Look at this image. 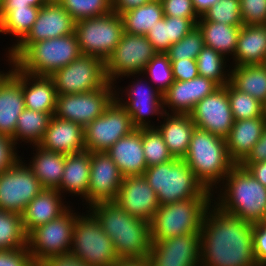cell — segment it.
<instances>
[{
  "label": "cell",
  "instance_id": "4fadbf2b",
  "mask_svg": "<svg viewBox=\"0 0 266 266\" xmlns=\"http://www.w3.org/2000/svg\"><path fill=\"white\" fill-rule=\"evenodd\" d=\"M137 81V82H136ZM147 82V83H146ZM131 84V85H130ZM128 86L123 87L125 90L115 85V100L127 111L131 117L133 126L139 128L155 127L154 122L151 124V116H157L159 121L163 117V95L156 87L143 78H136ZM120 91H122L120 93ZM125 93V94H123ZM121 94V97L120 95ZM125 97H124V96ZM123 97L126 99L123 100ZM150 117V118H149Z\"/></svg>",
  "mask_w": 266,
  "mask_h": 266
},
{
  "label": "cell",
  "instance_id": "f1b7e54d",
  "mask_svg": "<svg viewBox=\"0 0 266 266\" xmlns=\"http://www.w3.org/2000/svg\"><path fill=\"white\" fill-rule=\"evenodd\" d=\"M89 177L90 152L85 150L75 154H67L62 180L57 190L62 195L70 193L72 196H80V198L85 199L83 204L86 205L87 203L88 208Z\"/></svg>",
  "mask_w": 266,
  "mask_h": 266
},
{
  "label": "cell",
  "instance_id": "8fae6325",
  "mask_svg": "<svg viewBox=\"0 0 266 266\" xmlns=\"http://www.w3.org/2000/svg\"><path fill=\"white\" fill-rule=\"evenodd\" d=\"M157 53L146 36L123 32L115 50L105 61L108 82L117 84L119 78L143 74L146 65Z\"/></svg>",
  "mask_w": 266,
  "mask_h": 266
},
{
  "label": "cell",
  "instance_id": "484cf974",
  "mask_svg": "<svg viewBox=\"0 0 266 266\" xmlns=\"http://www.w3.org/2000/svg\"><path fill=\"white\" fill-rule=\"evenodd\" d=\"M106 153L119 168L123 176L143 175L147 163L142 145V128L133 130L119 139Z\"/></svg>",
  "mask_w": 266,
  "mask_h": 266
},
{
  "label": "cell",
  "instance_id": "8d00e7d4",
  "mask_svg": "<svg viewBox=\"0 0 266 266\" xmlns=\"http://www.w3.org/2000/svg\"><path fill=\"white\" fill-rule=\"evenodd\" d=\"M40 7L27 6L12 9L0 21V33L9 34L15 38L7 52L16 47L31 31L34 22L37 20Z\"/></svg>",
  "mask_w": 266,
  "mask_h": 266
},
{
  "label": "cell",
  "instance_id": "680465c9",
  "mask_svg": "<svg viewBox=\"0 0 266 266\" xmlns=\"http://www.w3.org/2000/svg\"><path fill=\"white\" fill-rule=\"evenodd\" d=\"M151 0H112L113 11L118 15L149 3Z\"/></svg>",
  "mask_w": 266,
  "mask_h": 266
},
{
  "label": "cell",
  "instance_id": "277c9868",
  "mask_svg": "<svg viewBox=\"0 0 266 266\" xmlns=\"http://www.w3.org/2000/svg\"><path fill=\"white\" fill-rule=\"evenodd\" d=\"M183 159L197 180L212 193L236 165L230 159L225 138L198 127L192 133L188 153Z\"/></svg>",
  "mask_w": 266,
  "mask_h": 266
},
{
  "label": "cell",
  "instance_id": "11a10c76",
  "mask_svg": "<svg viewBox=\"0 0 266 266\" xmlns=\"http://www.w3.org/2000/svg\"><path fill=\"white\" fill-rule=\"evenodd\" d=\"M261 161H266V126L261 138L255 143L250 153L239 165L246 169L250 164Z\"/></svg>",
  "mask_w": 266,
  "mask_h": 266
},
{
  "label": "cell",
  "instance_id": "8992f818",
  "mask_svg": "<svg viewBox=\"0 0 266 266\" xmlns=\"http://www.w3.org/2000/svg\"><path fill=\"white\" fill-rule=\"evenodd\" d=\"M213 198H191L160 205L150 224L151 242L200 233Z\"/></svg>",
  "mask_w": 266,
  "mask_h": 266
},
{
  "label": "cell",
  "instance_id": "1f68e13d",
  "mask_svg": "<svg viewBox=\"0 0 266 266\" xmlns=\"http://www.w3.org/2000/svg\"><path fill=\"white\" fill-rule=\"evenodd\" d=\"M33 156L26 165L32 170L44 189H57L60 186L65 166L66 154L53 152L39 145H32Z\"/></svg>",
  "mask_w": 266,
  "mask_h": 266
},
{
  "label": "cell",
  "instance_id": "d4e9b609",
  "mask_svg": "<svg viewBox=\"0 0 266 266\" xmlns=\"http://www.w3.org/2000/svg\"><path fill=\"white\" fill-rule=\"evenodd\" d=\"M24 109L22 71L15 66L13 73L0 86V134L14 136L18 117Z\"/></svg>",
  "mask_w": 266,
  "mask_h": 266
},
{
  "label": "cell",
  "instance_id": "6da1fadb",
  "mask_svg": "<svg viewBox=\"0 0 266 266\" xmlns=\"http://www.w3.org/2000/svg\"><path fill=\"white\" fill-rule=\"evenodd\" d=\"M200 266H258L253 224L221 211L213 203L200 230Z\"/></svg>",
  "mask_w": 266,
  "mask_h": 266
},
{
  "label": "cell",
  "instance_id": "603a6c76",
  "mask_svg": "<svg viewBox=\"0 0 266 266\" xmlns=\"http://www.w3.org/2000/svg\"><path fill=\"white\" fill-rule=\"evenodd\" d=\"M57 189H43L26 206L22 216V225L27 236L37 227L57 219L71 206L64 201ZM64 201V202H63Z\"/></svg>",
  "mask_w": 266,
  "mask_h": 266
},
{
  "label": "cell",
  "instance_id": "cb8c5ba5",
  "mask_svg": "<svg viewBox=\"0 0 266 266\" xmlns=\"http://www.w3.org/2000/svg\"><path fill=\"white\" fill-rule=\"evenodd\" d=\"M38 145L46 150L66 155L85 151L84 128L75 122L53 115Z\"/></svg>",
  "mask_w": 266,
  "mask_h": 266
},
{
  "label": "cell",
  "instance_id": "be15d7a7",
  "mask_svg": "<svg viewBox=\"0 0 266 266\" xmlns=\"http://www.w3.org/2000/svg\"><path fill=\"white\" fill-rule=\"evenodd\" d=\"M6 58H8L6 59V62H8L10 69L7 72H5L4 70L0 71V86L13 73V70L16 66L15 60L10 56L8 52L6 53Z\"/></svg>",
  "mask_w": 266,
  "mask_h": 266
},
{
  "label": "cell",
  "instance_id": "52a82bcc",
  "mask_svg": "<svg viewBox=\"0 0 266 266\" xmlns=\"http://www.w3.org/2000/svg\"><path fill=\"white\" fill-rule=\"evenodd\" d=\"M82 55L75 32L32 43L16 60L23 72L51 76Z\"/></svg>",
  "mask_w": 266,
  "mask_h": 266
},
{
  "label": "cell",
  "instance_id": "4dcf8cb0",
  "mask_svg": "<svg viewBox=\"0 0 266 266\" xmlns=\"http://www.w3.org/2000/svg\"><path fill=\"white\" fill-rule=\"evenodd\" d=\"M232 59L231 67L246 64H264L266 60V24L241 26Z\"/></svg>",
  "mask_w": 266,
  "mask_h": 266
},
{
  "label": "cell",
  "instance_id": "d6986e66",
  "mask_svg": "<svg viewBox=\"0 0 266 266\" xmlns=\"http://www.w3.org/2000/svg\"><path fill=\"white\" fill-rule=\"evenodd\" d=\"M200 233L179 235L151 243V266H200Z\"/></svg>",
  "mask_w": 266,
  "mask_h": 266
},
{
  "label": "cell",
  "instance_id": "816d5d0a",
  "mask_svg": "<svg viewBox=\"0 0 266 266\" xmlns=\"http://www.w3.org/2000/svg\"><path fill=\"white\" fill-rule=\"evenodd\" d=\"M253 248L258 266H266V224H253Z\"/></svg>",
  "mask_w": 266,
  "mask_h": 266
},
{
  "label": "cell",
  "instance_id": "2e32d148",
  "mask_svg": "<svg viewBox=\"0 0 266 266\" xmlns=\"http://www.w3.org/2000/svg\"><path fill=\"white\" fill-rule=\"evenodd\" d=\"M135 129L130 115L114 100L101 116L84 128L86 151H106Z\"/></svg>",
  "mask_w": 266,
  "mask_h": 266
},
{
  "label": "cell",
  "instance_id": "836d02e7",
  "mask_svg": "<svg viewBox=\"0 0 266 266\" xmlns=\"http://www.w3.org/2000/svg\"><path fill=\"white\" fill-rule=\"evenodd\" d=\"M206 47L213 48L226 58H233L241 26H230L211 21H198Z\"/></svg>",
  "mask_w": 266,
  "mask_h": 266
},
{
  "label": "cell",
  "instance_id": "5bb4252c",
  "mask_svg": "<svg viewBox=\"0 0 266 266\" xmlns=\"http://www.w3.org/2000/svg\"><path fill=\"white\" fill-rule=\"evenodd\" d=\"M115 84L87 93L57 95L54 116L75 122L85 128L101 116L115 100Z\"/></svg>",
  "mask_w": 266,
  "mask_h": 266
},
{
  "label": "cell",
  "instance_id": "4316f807",
  "mask_svg": "<svg viewBox=\"0 0 266 266\" xmlns=\"http://www.w3.org/2000/svg\"><path fill=\"white\" fill-rule=\"evenodd\" d=\"M266 126V118L256 117L234 120V124L225 138L230 159L239 165L250 153L252 147L261 138Z\"/></svg>",
  "mask_w": 266,
  "mask_h": 266
},
{
  "label": "cell",
  "instance_id": "e0dca14e",
  "mask_svg": "<svg viewBox=\"0 0 266 266\" xmlns=\"http://www.w3.org/2000/svg\"><path fill=\"white\" fill-rule=\"evenodd\" d=\"M74 30V19L57 0H52L39 9L31 31L9 54L16 60L32 43L67 36Z\"/></svg>",
  "mask_w": 266,
  "mask_h": 266
},
{
  "label": "cell",
  "instance_id": "e7e4bbea",
  "mask_svg": "<svg viewBox=\"0 0 266 266\" xmlns=\"http://www.w3.org/2000/svg\"><path fill=\"white\" fill-rule=\"evenodd\" d=\"M263 108H264V117L266 118V102L263 104Z\"/></svg>",
  "mask_w": 266,
  "mask_h": 266
},
{
  "label": "cell",
  "instance_id": "f6af8a7d",
  "mask_svg": "<svg viewBox=\"0 0 266 266\" xmlns=\"http://www.w3.org/2000/svg\"><path fill=\"white\" fill-rule=\"evenodd\" d=\"M198 21H211L230 26H243L240 0H220L211 6Z\"/></svg>",
  "mask_w": 266,
  "mask_h": 266
},
{
  "label": "cell",
  "instance_id": "d590c367",
  "mask_svg": "<svg viewBox=\"0 0 266 266\" xmlns=\"http://www.w3.org/2000/svg\"><path fill=\"white\" fill-rule=\"evenodd\" d=\"M51 117L49 113L25 108L18 117L15 134L12 137L15 144L25 142L38 145L44 137Z\"/></svg>",
  "mask_w": 266,
  "mask_h": 266
},
{
  "label": "cell",
  "instance_id": "6125c7cd",
  "mask_svg": "<svg viewBox=\"0 0 266 266\" xmlns=\"http://www.w3.org/2000/svg\"><path fill=\"white\" fill-rule=\"evenodd\" d=\"M114 266H151L148 258L144 259H122L119 260Z\"/></svg>",
  "mask_w": 266,
  "mask_h": 266
},
{
  "label": "cell",
  "instance_id": "3957f363",
  "mask_svg": "<svg viewBox=\"0 0 266 266\" xmlns=\"http://www.w3.org/2000/svg\"><path fill=\"white\" fill-rule=\"evenodd\" d=\"M221 184L213 192L218 196L213 197L215 206L252 224L264 222L266 186L256 180L247 169L235 165Z\"/></svg>",
  "mask_w": 266,
  "mask_h": 266
},
{
  "label": "cell",
  "instance_id": "ee69618b",
  "mask_svg": "<svg viewBox=\"0 0 266 266\" xmlns=\"http://www.w3.org/2000/svg\"><path fill=\"white\" fill-rule=\"evenodd\" d=\"M204 46L203 33L198 26H195L183 39L173 43L166 54L170 61L196 60Z\"/></svg>",
  "mask_w": 266,
  "mask_h": 266
},
{
  "label": "cell",
  "instance_id": "db71d44e",
  "mask_svg": "<svg viewBox=\"0 0 266 266\" xmlns=\"http://www.w3.org/2000/svg\"><path fill=\"white\" fill-rule=\"evenodd\" d=\"M195 26L189 18L169 17L170 46L183 39Z\"/></svg>",
  "mask_w": 266,
  "mask_h": 266
},
{
  "label": "cell",
  "instance_id": "7c38bea8",
  "mask_svg": "<svg viewBox=\"0 0 266 266\" xmlns=\"http://www.w3.org/2000/svg\"><path fill=\"white\" fill-rule=\"evenodd\" d=\"M57 95L87 93L108 83L105 62L96 57L81 55L50 76Z\"/></svg>",
  "mask_w": 266,
  "mask_h": 266
},
{
  "label": "cell",
  "instance_id": "44dd1931",
  "mask_svg": "<svg viewBox=\"0 0 266 266\" xmlns=\"http://www.w3.org/2000/svg\"><path fill=\"white\" fill-rule=\"evenodd\" d=\"M114 201L130 215L148 223L160 206L156 192L143 175L124 176Z\"/></svg>",
  "mask_w": 266,
  "mask_h": 266
},
{
  "label": "cell",
  "instance_id": "ab89813d",
  "mask_svg": "<svg viewBox=\"0 0 266 266\" xmlns=\"http://www.w3.org/2000/svg\"><path fill=\"white\" fill-rule=\"evenodd\" d=\"M228 100L234 120H244L264 116L263 104L228 83Z\"/></svg>",
  "mask_w": 266,
  "mask_h": 266
},
{
  "label": "cell",
  "instance_id": "9a60e30c",
  "mask_svg": "<svg viewBox=\"0 0 266 266\" xmlns=\"http://www.w3.org/2000/svg\"><path fill=\"white\" fill-rule=\"evenodd\" d=\"M21 158L0 173V210L22 214L28 203L44 188ZM25 162V163H24Z\"/></svg>",
  "mask_w": 266,
  "mask_h": 266
},
{
  "label": "cell",
  "instance_id": "7402d4cb",
  "mask_svg": "<svg viewBox=\"0 0 266 266\" xmlns=\"http://www.w3.org/2000/svg\"><path fill=\"white\" fill-rule=\"evenodd\" d=\"M219 86L212 80L197 76L188 81H175L163 95V109L170 114H190L194 106ZM167 108L169 109L167 111Z\"/></svg>",
  "mask_w": 266,
  "mask_h": 266
},
{
  "label": "cell",
  "instance_id": "f5cc1de1",
  "mask_svg": "<svg viewBox=\"0 0 266 266\" xmlns=\"http://www.w3.org/2000/svg\"><path fill=\"white\" fill-rule=\"evenodd\" d=\"M173 79L175 81H188L199 75L197 61L192 59L170 61Z\"/></svg>",
  "mask_w": 266,
  "mask_h": 266
},
{
  "label": "cell",
  "instance_id": "9c48e42d",
  "mask_svg": "<svg viewBox=\"0 0 266 266\" xmlns=\"http://www.w3.org/2000/svg\"><path fill=\"white\" fill-rule=\"evenodd\" d=\"M75 35L82 55L96 56L104 62L111 56L124 32L121 15L114 11L75 22Z\"/></svg>",
  "mask_w": 266,
  "mask_h": 266
},
{
  "label": "cell",
  "instance_id": "83f0119b",
  "mask_svg": "<svg viewBox=\"0 0 266 266\" xmlns=\"http://www.w3.org/2000/svg\"><path fill=\"white\" fill-rule=\"evenodd\" d=\"M162 119L163 122L160 121V125L155 127L161 133L173 158L183 159L188 153L196 125L188 114L164 113Z\"/></svg>",
  "mask_w": 266,
  "mask_h": 266
},
{
  "label": "cell",
  "instance_id": "ffe728a7",
  "mask_svg": "<svg viewBox=\"0 0 266 266\" xmlns=\"http://www.w3.org/2000/svg\"><path fill=\"white\" fill-rule=\"evenodd\" d=\"M123 177L106 151L90 152L88 207L101 201H114Z\"/></svg>",
  "mask_w": 266,
  "mask_h": 266
},
{
  "label": "cell",
  "instance_id": "c3c4849f",
  "mask_svg": "<svg viewBox=\"0 0 266 266\" xmlns=\"http://www.w3.org/2000/svg\"><path fill=\"white\" fill-rule=\"evenodd\" d=\"M164 16L189 18L196 25L200 17L194 10L192 0H161Z\"/></svg>",
  "mask_w": 266,
  "mask_h": 266
},
{
  "label": "cell",
  "instance_id": "5b68a950",
  "mask_svg": "<svg viewBox=\"0 0 266 266\" xmlns=\"http://www.w3.org/2000/svg\"><path fill=\"white\" fill-rule=\"evenodd\" d=\"M143 176L156 192L160 205L191 198L215 197L197 180L184 159L174 158L148 167Z\"/></svg>",
  "mask_w": 266,
  "mask_h": 266
},
{
  "label": "cell",
  "instance_id": "b9f144b4",
  "mask_svg": "<svg viewBox=\"0 0 266 266\" xmlns=\"http://www.w3.org/2000/svg\"><path fill=\"white\" fill-rule=\"evenodd\" d=\"M75 22L113 11L112 0H57Z\"/></svg>",
  "mask_w": 266,
  "mask_h": 266
},
{
  "label": "cell",
  "instance_id": "91938a15",
  "mask_svg": "<svg viewBox=\"0 0 266 266\" xmlns=\"http://www.w3.org/2000/svg\"><path fill=\"white\" fill-rule=\"evenodd\" d=\"M246 169L263 186H266V161L252 163Z\"/></svg>",
  "mask_w": 266,
  "mask_h": 266
},
{
  "label": "cell",
  "instance_id": "f907efd6",
  "mask_svg": "<svg viewBox=\"0 0 266 266\" xmlns=\"http://www.w3.org/2000/svg\"><path fill=\"white\" fill-rule=\"evenodd\" d=\"M0 266H36L28 246L14 250H0Z\"/></svg>",
  "mask_w": 266,
  "mask_h": 266
},
{
  "label": "cell",
  "instance_id": "f546056e",
  "mask_svg": "<svg viewBox=\"0 0 266 266\" xmlns=\"http://www.w3.org/2000/svg\"><path fill=\"white\" fill-rule=\"evenodd\" d=\"M22 91L26 109L54 115L57 92L50 76L34 75L22 71Z\"/></svg>",
  "mask_w": 266,
  "mask_h": 266
},
{
  "label": "cell",
  "instance_id": "7a4b0ae2",
  "mask_svg": "<svg viewBox=\"0 0 266 266\" xmlns=\"http://www.w3.org/2000/svg\"><path fill=\"white\" fill-rule=\"evenodd\" d=\"M88 210L111 238L122 259H144L151 249L150 224L123 210L115 201L91 204Z\"/></svg>",
  "mask_w": 266,
  "mask_h": 266
},
{
  "label": "cell",
  "instance_id": "f35d334b",
  "mask_svg": "<svg viewBox=\"0 0 266 266\" xmlns=\"http://www.w3.org/2000/svg\"><path fill=\"white\" fill-rule=\"evenodd\" d=\"M27 247V234L19 213L0 210V250Z\"/></svg>",
  "mask_w": 266,
  "mask_h": 266
},
{
  "label": "cell",
  "instance_id": "30bf717a",
  "mask_svg": "<svg viewBox=\"0 0 266 266\" xmlns=\"http://www.w3.org/2000/svg\"><path fill=\"white\" fill-rule=\"evenodd\" d=\"M72 209L35 228L27 236L28 250L36 266L51 256L70 253L77 215Z\"/></svg>",
  "mask_w": 266,
  "mask_h": 266
},
{
  "label": "cell",
  "instance_id": "ac0fdd59",
  "mask_svg": "<svg viewBox=\"0 0 266 266\" xmlns=\"http://www.w3.org/2000/svg\"><path fill=\"white\" fill-rule=\"evenodd\" d=\"M189 115L196 127L226 138L234 124L228 100V83L199 101Z\"/></svg>",
  "mask_w": 266,
  "mask_h": 266
},
{
  "label": "cell",
  "instance_id": "e575fe53",
  "mask_svg": "<svg viewBox=\"0 0 266 266\" xmlns=\"http://www.w3.org/2000/svg\"><path fill=\"white\" fill-rule=\"evenodd\" d=\"M121 17L124 32L146 36L150 28L164 18L163 5L161 0H151L147 4L122 13Z\"/></svg>",
  "mask_w": 266,
  "mask_h": 266
},
{
  "label": "cell",
  "instance_id": "ba28073f",
  "mask_svg": "<svg viewBox=\"0 0 266 266\" xmlns=\"http://www.w3.org/2000/svg\"><path fill=\"white\" fill-rule=\"evenodd\" d=\"M76 215L70 252L88 266H114L120 259L111 238L94 215Z\"/></svg>",
  "mask_w": 266,
  "mask_h": 266
},
{
  "label": "cell",
  "instance_id": "7dc6e473",
  "mask_svg": "<svg viewBox=\"0 0 266 266\" xmlns=\"http://www.w3.org/2000/svg\"><path fill=\"white\" fill-rule=\"evenodd\" d=\"M146 37L158 53H166L170 48L169 17L164 16L156 22Z\"/></svg>",
  "mask_w": 266,
  "mask_h": 266
},
{
  "label": "cell",
  "instance_id": "d6a6232c",
  "mask_svg": "<svg viewBox=\"0 0 266 266\" xmlns=\"http://www.w3.org/2000/svg\"><path fill=\"white\" fill-rule=\"evenodd\" d=\"M230 83L239 91L266 102V66L264 64H246L233 66Z\"/></svg>",
  "mask_w": 266,
  "mask_h": 266
},
{
  "label": "cell",
  "instance_id": "bcb514c9",
  "mask_svg": "<svg viewBox=\"0 0 266 266\" xmlns=\"http://www.w3.org/2000/svg\"><path fill=\"white\" fill-rule=\"evenodd\" d=\"M244 25L266 24V0H240Z\"/></svg>",
  "mask_w": 266,
  "mask_h": 266
},
{
  "label": "cell",
  "instance_id": "94428289",
  "mask_svg": "<svg viewBox=\"0 0 266 266\" xmlns=\"http://www.w3.org/2000/svg\"><path fill=\"white\" fill-rule=\"evenodd\" d=\"M220 0H192V4L195 12L199 17H202L203 14L214 4Z\"/></svg>",
  "mask_w": 266,
  "mask_h": 266
},
{
  "label": "cell",
  "instance_id": "7bdbcfd3",
  "mask_svg": "<svg viewBox=\"0 0 266 266\" xmlns=\"http://www.w3.org/2000/svg\"><path fill=\"white\" fill-rule=\"evenodd\" d=\"M144 75L158 91L164 94L174 82L172 65L168 55L166 53H157L148 62L143 74H136L137 77H143Z\"/></svg>",
  "mask_w": 266,
  "mask_h": 266
},
{
  "label": "cell",
  "instance_id": "74e56055",
  "mask_svg": "<svg viewBox=\"0 0 266 266\" xmlns=\"http://www.w3.org/2000/svg\"><path fill=\"white\" fill-rule=\"evenodd\" d=\"M197 67L199 76L214 81L219 87L230 82L231 71L228 67V58L215 51L213 48L204 46L197 56ZM227 70V71H226Z\"/></svg>",
  "mask_w": 266,
  "mask_h": 266
},
{
  "label": "cell",
  "instance_id": "6f0895ef",
  "mask_svg": "<svg viewBox=\"0 0 266 266\" xmlns=\"http://www.w3.org/2000/svg\"><path fill=\"white\" fill-rule=\"evenodd\" d=\"M38 266H88L83 261L79 260L71 252L51 256L41 262Z\"/></svg>",
  "mask_w": 266,
  "mask_h": 266
},
{
  "label": "cell",
  "instance_id": "60d3db41",
  "mask_svg": "<svg viewBox=\"0 0 266 266\" xmlns=\"http://www.w3.org/2000/svg\"><path fill=\"white\" fill-rule=\"evenodd\" d=\"M142 145L147 168L174 159L156 127L142 128Z\"/></svg>",
  "mask_w": 266,
  "mask_h": 266
},
{
  "label": "cell",
  "instance_id": "681fc988",
  "mask_svg": "<svg viewBox=\"0 0 266 266\" xmlns=\"http://www.w3.org/2000/svg\"><path fill=\"white\" fill-rule=\"evenodd\" d=\"M11 137L0 134V173L14 166L21 158Z\"/></svg>",
  "mask_w": 266,
  "mask_h": 266
},
{
  "label": "cell",
  "instance_id": "9f6ffc18",
  "mask_svg": "<svg viewBox=\"0 0 266 266\" xmlns=\"http://www.w3.org/2000/svg\"><path fill=\"white\" fill-rule=\"evenodd\" d=\"M52 0H0V21L14 8L42 7Z\"/></svg>",
  "mask_w": 266,
  "mask_h": 266
}]
</instances>
